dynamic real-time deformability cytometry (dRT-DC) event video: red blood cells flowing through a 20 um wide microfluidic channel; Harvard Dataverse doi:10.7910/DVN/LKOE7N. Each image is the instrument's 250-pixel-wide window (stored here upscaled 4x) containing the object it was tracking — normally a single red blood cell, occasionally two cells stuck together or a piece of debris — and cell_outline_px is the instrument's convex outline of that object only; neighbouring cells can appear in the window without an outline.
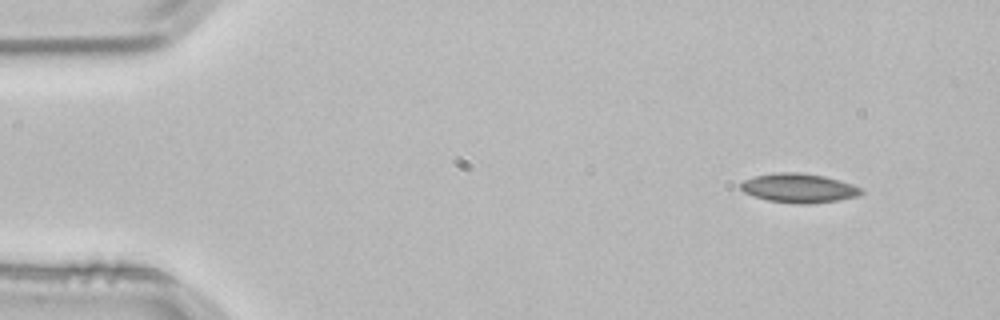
{"species": "common noctule bat (a hibernating species)", "species_latin": "Nyctalus noctula", "temperature_condition": "room temperature", "stored_images_in_passage": 3, "camera_frame_rate_fps": 3000, "um_per_image_px": 0.085, "animal": {"sex": "male", "body_mass_g": 21.5, "forearm_length_mm": 52.0}, "frame": {"image": 1, "passage_image": 1, "time_ms": 0.0, "image_size_px": [1000, 320], "cell_outline_px": [[864, 192], [856, 196], [840, 200], [808, 204], [796, 204], [768, 200], [744, 192], [740, 188], [740, 184], [744, 180], [756, 176], [780, 172], [800, 172], [824, 176], [840, 180], [864, 188]], "centroid_in_image_um": [67.95, 15.99], "position_along_channel_um": 17.1, "area_um2": 20.46}}
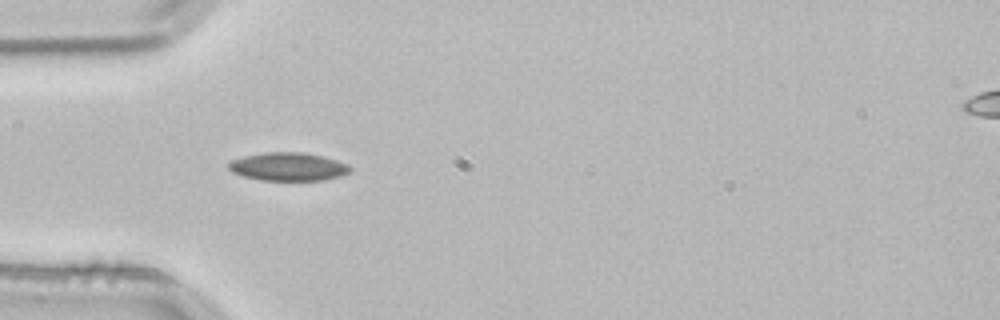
{"frame": {"image": 2, "passage_image": 3, "time_ms": 0.667, "image_size_px": [1000, 320], "cell_outline_px": [[352, 172], [340, 176], [324, 180], [260, 180], [244, 176], [232, 172], [228, 168], [228, 164], [232, 160], [244, 156], [268, 152], [300, 152], [320, 156], [336, 160], [348, 164], [352, 168]], "centroid_in_image_um": [24.52, 14.17], "position_along_channel_um": 60.5, "area_um2": 19.88}}